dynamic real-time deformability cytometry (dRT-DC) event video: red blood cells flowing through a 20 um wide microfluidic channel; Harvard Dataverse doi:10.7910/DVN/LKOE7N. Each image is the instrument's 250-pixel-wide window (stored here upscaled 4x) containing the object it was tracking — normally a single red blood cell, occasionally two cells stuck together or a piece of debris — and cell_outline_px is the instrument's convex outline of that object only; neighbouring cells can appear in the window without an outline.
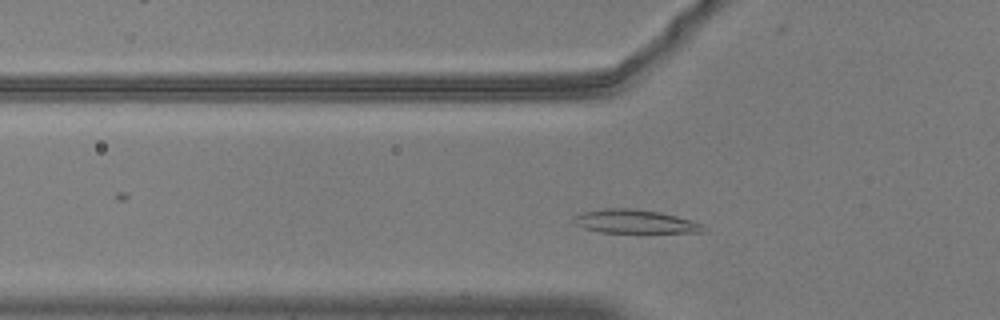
{"species": "common noctule bat (a hibernating species)", "species_latin": "Nyctalus noctula", "temperature_condition": "warm", "stored_images_in_passage": 46, "camera_frame_rate_fps": 3000, "um_per_image_px": 0.085, "animal": {"sex": "male", "body_mass_g": 20.5, "forearm_length_mm": 52.5}, "frame": {"image": 1, "passage_image": 9, "time_ms": 2.667, "image_size_px": [1000, 320], "cell_outline_px": [[704, 232], [600, 232], [584, 228], [576, 224], [572, 216], [584, 212], [608, 208], [632, 208], [660, 212], [692, 220], [700, 224], [704, 228]], "centroid_in_image_um": [53.94, 18.82], "position_along_channel_um": 71.9, "area_um2": 17.51}}
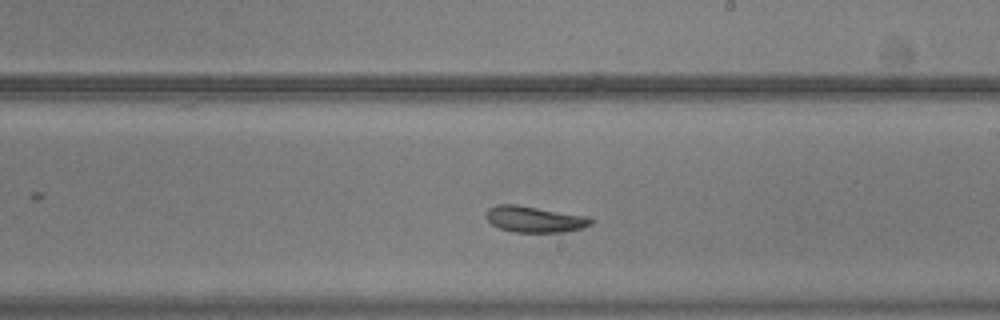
{"frame": {"image": 2, "passage_image": 23, "time_ms": 7.333, "image_size_px": [1000, 320], "cell_outline_px": [[592, 224], [580, 228], [564, 232], [512, 232], [500, 228], [492, 224], [484, 216], [488, 208], [496, 204], [516, 204], [588, 216], [592, 220]], "centroid_in_image_um": [45.4, 18.62], "position_along_channel_um": 243.6, "area_um2": 16.01}}
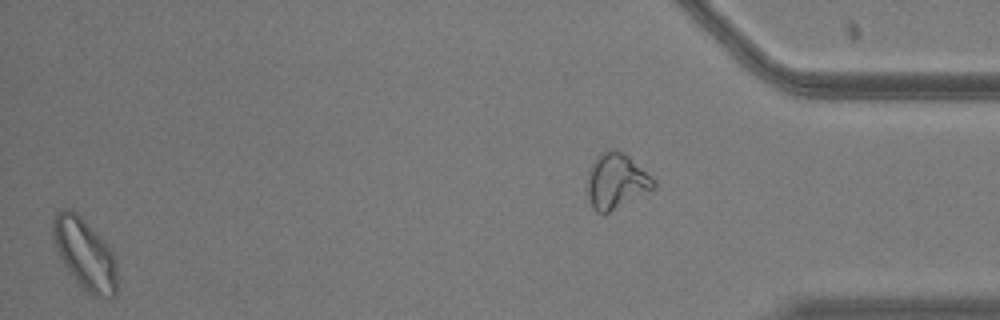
{"frame": {"image": 3, "passage_image": 45, "time_ms": 14.667, "image_size_px": [1000, 320], "cell_outline_px": [[116, 296], [108, 300], [92, 296], [80, 284], [64, 264], [60, 256], [52, 236], [52, 216], [60, 208], [72, 208], [104, 240], [112, 252], [116, 264]], "centroid_in_image_um": [7.21, 21.57], "position_along_channel_um": 428.0, "area_um2": 26.47}, "authors_computed_cell_mechanics": {"area_um2": 16.9643, "velocity_mm_per_s": 3.6726, "shape_relaxation_time_tau1_ms": 3.7537, "shape_relaxation_time_tau2_ms": null, "deformation_change_tau1": 0.1101, "deformation_change_tau2": null}}